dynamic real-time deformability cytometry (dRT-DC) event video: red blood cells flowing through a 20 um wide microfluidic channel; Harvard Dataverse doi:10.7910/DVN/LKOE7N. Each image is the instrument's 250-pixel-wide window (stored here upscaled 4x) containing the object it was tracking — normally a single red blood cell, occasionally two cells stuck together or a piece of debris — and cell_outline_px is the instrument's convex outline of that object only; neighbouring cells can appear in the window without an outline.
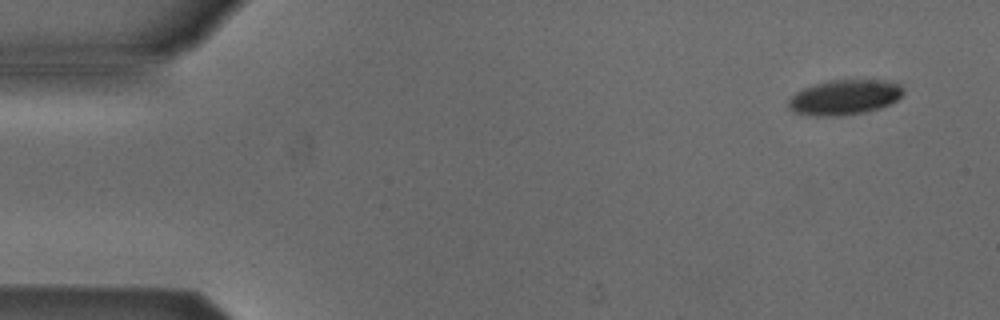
{"species": "Egyptian fruit bat (a non-hibernating species)", "species_latin": "Rousettus aegyptiacus", "temperature_condition": "cold", "stored_images_in_passage": 4, "camera_frame_rate_fps": 3000, "um_per_image_px": 0.085, "animal": {"sex": "male"}, "frame": {"image": 1, "passage_image": 1, "time_ms": 0.0, "image_size_px": [1000, 320], "cell_outline_px": [[904, 92], [896, 100], [880, 108], [864, 112], [836, 116], [816, 116], [792, 112], [788, 108], [788, 100], [796, 92], [804, 88], [816, 84], [832, 80], [884, 80], [900, 84]], "centroid_in_image_um": [71.76, 8.27], "position_along_channel_um": 13.2, "area_um2": 23.29}}